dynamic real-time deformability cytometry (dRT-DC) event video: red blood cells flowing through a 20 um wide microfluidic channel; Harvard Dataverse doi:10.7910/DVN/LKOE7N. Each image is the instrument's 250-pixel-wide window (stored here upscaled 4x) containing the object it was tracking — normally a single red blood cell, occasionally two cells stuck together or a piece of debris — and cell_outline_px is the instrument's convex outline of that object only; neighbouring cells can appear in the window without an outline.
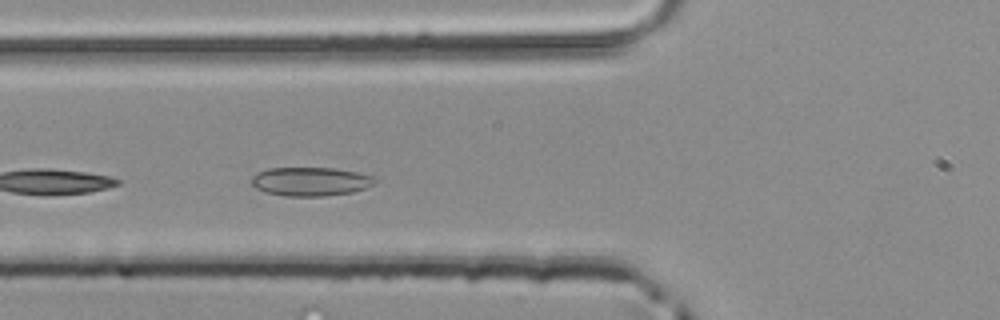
{"species": "common noctule bat (a hibernating species)", "species_latin": "Nyctalus noctula", "temperature_condition": "room temperature", "stored_images_in_passage": 9, "camera_frame_rate_fps": 3000, "um_per_image_px": 0.085, "animal": {"sex": "male", "body_mass_g": 20.4}, "frame": {"image": 1, "passage_image": 4, "time_ms": 1.0, "image_size_px": [1000, 320], "cell_outline_px": [[376, 180], [372, 184], [364, 188], [352, 192], [324, 196], [284, 196], [264, 192], [256, 188], [248, 180], [252, 176], [268, 168], [336, 168], [356, 172], [372, 176]], "centroid_in_image_um": [26.34, 15.43], "position_along_channel_um": 99.5, "area_um2": 20.63}}
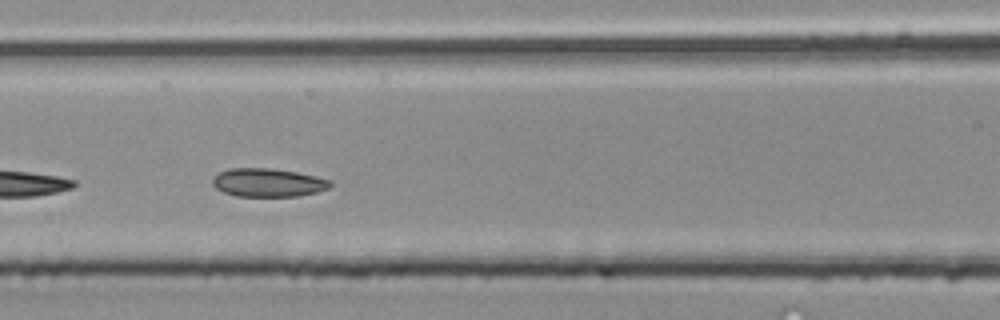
{"frame": {"image": 2, "passage_image": 7, "time_ms": 2.0, "image_size_px": [1000, 320], "cell_outline_px": [[332, 184], [328, 188], [316, 192], [296, 196], [236, 196], [224, 192], [216, 188], [212, 184], [212, 180], [220, 172], [228, 168], [272, 168], [296, 172], [316, 176], [332, 180]], "centroid_in_image_um": [22.79, 15.51], "position_along_channel_um": 143.8, "area_um2": 19.42}}